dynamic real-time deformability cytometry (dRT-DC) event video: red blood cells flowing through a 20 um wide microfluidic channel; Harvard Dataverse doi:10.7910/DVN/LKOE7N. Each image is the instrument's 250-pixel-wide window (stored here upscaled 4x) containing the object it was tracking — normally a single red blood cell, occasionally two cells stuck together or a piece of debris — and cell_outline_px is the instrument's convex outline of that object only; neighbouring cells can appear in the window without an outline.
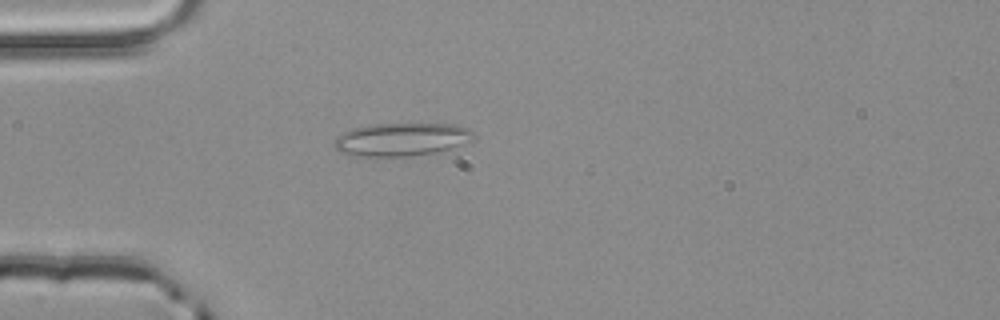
{"species": "common noctule bat (a hibernating species)", "species_latin": "Nyctalus noctula", "temperature_condition": "room temperature", "stored_images_in_passage": 39, "camera_frame_rate_fps": 3000, "um_per_image_px": 0.085, "animal": {"sex": "male", "body_mass_g": 20.4}, "frame": {"image": 1, "passage_image": 1, "time_ms": 0.0, "image_size_px": [1000, 320], "cell_outline_px": [[476, 136], [448, 148], [436, 152], [408, 156], [348, 156], [336, 152], [336, 136], [352, 128], [376, 124], [452, 124], [468, 128]], "centroid_in_image_um": [34.03, 11.85], "position_along_channel_um": 51.0, "area_um2": 26.47}}
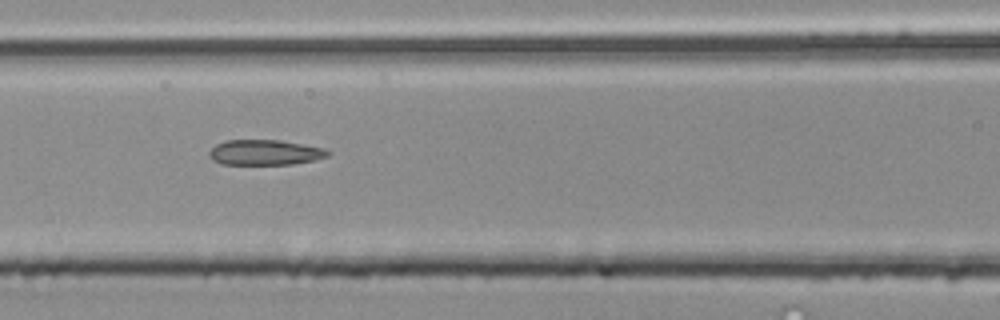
{"frame": {"image": 2, "passage_image": 9, "time_ms": 2.667, "image_size_px": [1000, 320], "cell_outline_px": [[332, 152], [328, 156], [316, 160], [292, 164], [220, 164], [212, 160], [208, 156], [208, 152], [216, 144], [228, 140], [280, 140], [324, 148]], "centroid_in_image_um": [22.52, 12.96], "position_along_channel_um": 144.1, "area_um2": 17.57}}
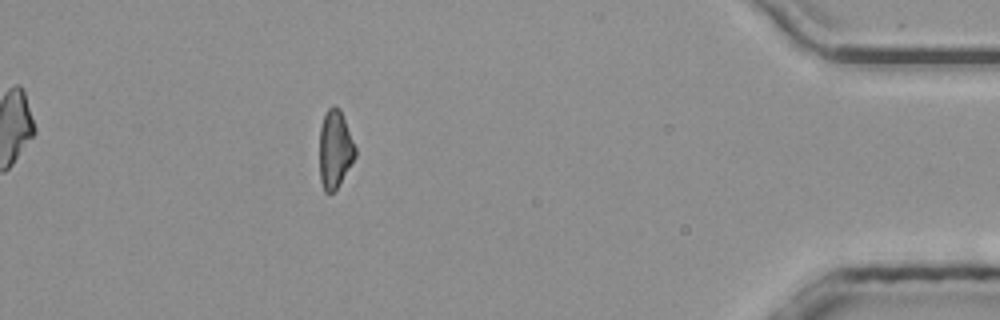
{"frame": {"image": 3, "passage_image": 33, "time_ms": 10.667, "image_size_px": [1000, 320], "cell_outline_px": [[356, 156], [336, 188], [332, 192], [324, 192], [320, 180], [320, 128], [324, 116], [328, 108], [332, 104], [336, 104], [340, 108], [356, 148]], "centroid_in_image_um": [28.47, 12.64], "position_along_channel_um": 406.7, "area_um2": 16.13}, "authors_computed_cell_mechanics": {"area_um2": 17.5712, "velocity_mm_per_s": 3.9479, "shape_relaxation_time_tau1_ms": null, "shape_relaxation_time_tau2_ms": 3.9595, "deformation_change_tau1": null, "deformation_change_tau2": 0.1385}}